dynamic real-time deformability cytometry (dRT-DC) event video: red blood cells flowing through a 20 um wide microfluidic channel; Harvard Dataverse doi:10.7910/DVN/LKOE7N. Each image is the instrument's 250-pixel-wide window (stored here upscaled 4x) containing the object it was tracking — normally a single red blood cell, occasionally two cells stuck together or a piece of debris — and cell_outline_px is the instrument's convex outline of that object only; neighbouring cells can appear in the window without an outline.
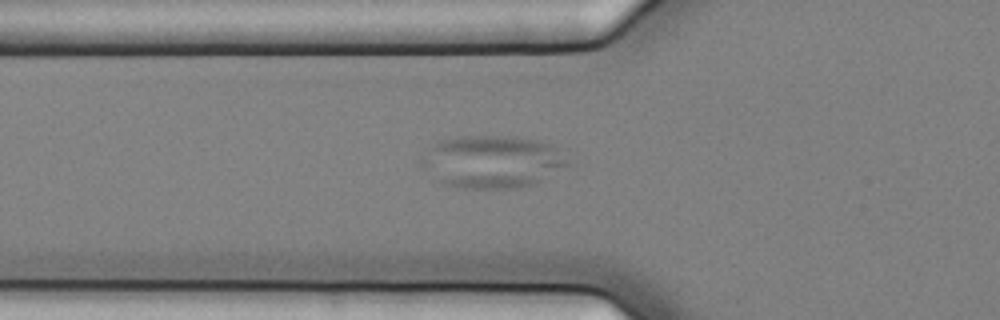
{"species": "common noctule bat (a hibernating species)", "species_latin": "Nyctalus noctula", "temperature_condition": "cold", "stored_images_in_passage": 35, "camera_frame_rate_fps": 3000, "um_per_image_px": 0.085, "animal": {"sex": "female", "body_mass_g": 25.1}, "frame": {"image": 1, "passage_image": 5, "time_ms": 1.333, "image_size_px": [1000, 320], "cell_outline_px": [[568, 164], [540, 180], [532, 184], [516, 188], [464, 188], [440, 184], [420, 164], [420, 156], [440, 140], [460, 136], [516, 136], [540, 140], [552, 144], [556, 148]], "centroid_in_image_um": [41.76, 13.73], "position_along_channel_um": 84.0, "area_um2": 44.51}}
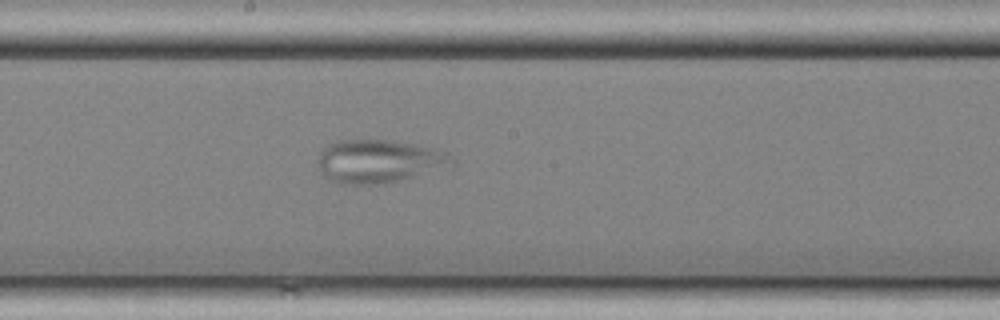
{"frame": {"image": 2, "passage_image": 16, "time_ms": 5.0, "image_size_px": [1000, 320], "cell_outline_px": [[456, 164], [416, 176], [380, 184], [340, 184], [328, 180], [320, 172], [320, 152], [328, 144], [336, 140], [392, 140], [436, 148], [448, 152], [456, 160]], "centroid_in_image_um": [32.24, 13.7], "position_along_channel_um": 216.0, "area_um2": 33.87}}
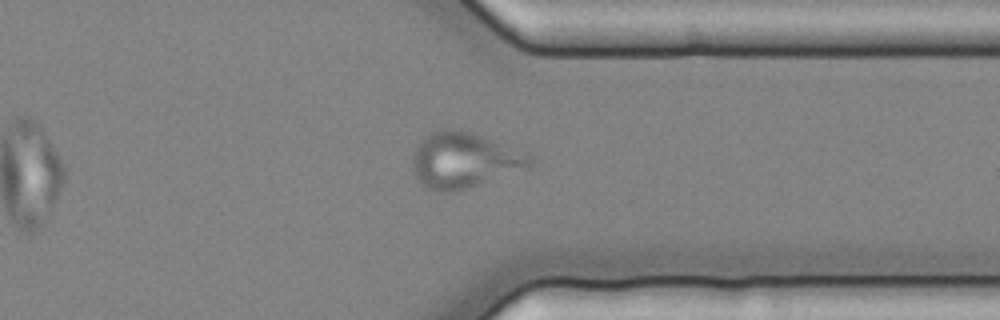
{"frame": {"image": 3, "passage_image": 29, "time_ms": 9.333, "image_size_px": [1000, 320], "cell_outline_px": [[532, 164], [528, 168], [452, 192], [440, 192], [424, 188], [420, 184], [416, 176], [412, 160], [416, 148], [420, 140], [428, 132], [440, 128], [448, 128], [468, 132], [480, 136], [532, 156]], "centroid_in_image_um": [39.37, 13.62], "position_along_channel_um": 372.0, "area_um2": 37.28}}